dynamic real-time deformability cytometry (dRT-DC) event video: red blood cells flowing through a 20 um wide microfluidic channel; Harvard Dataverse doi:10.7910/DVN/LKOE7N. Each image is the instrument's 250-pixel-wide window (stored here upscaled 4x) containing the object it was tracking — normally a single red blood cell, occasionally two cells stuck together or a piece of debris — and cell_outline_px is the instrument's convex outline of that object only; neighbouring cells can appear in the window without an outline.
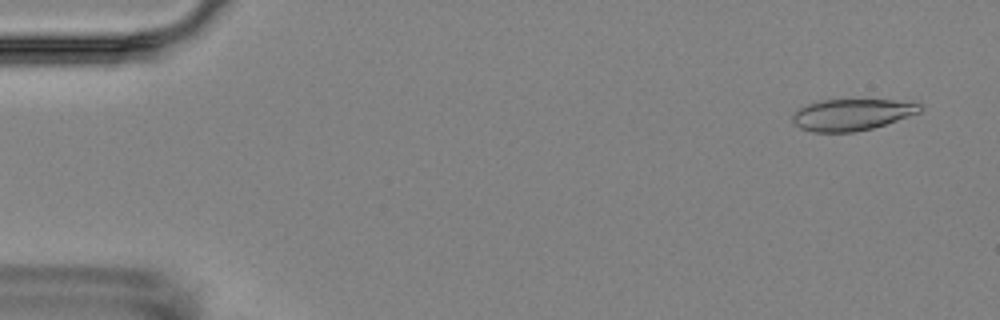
{"species": "Egyptian fruit bat (a non-hibernating species)", "species_latin": "Rousettus aegyptiacus", "temperature_condition": "room temperature", "stored_images_in_passage": 4, "camera_frame_rate_fps": 3000, "um_per_image_px": 0.085, "animal": {"sex": "female"}, "frame": {"image": 1, "passage_image": 1, "time_ms": 0.0, "image_size_px": [1000, 320], "cell_outline_px": [[924, 108], [920, 112], [872, 128], [856, 132], [812, 132], [800, 128], [792, 120], [792, 116], [800, 108], [808, 104], [824, 100], [892, 100], [920, 104]], "centroid_in_image_um": [72.4, 9.75], "position_along_channel_um": 12.6, "area_um2": 23.0}}
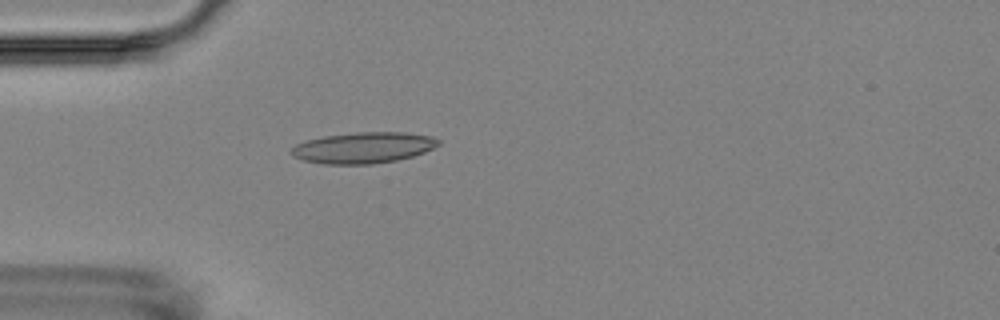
{"frame": {"image": 2, "passage_image": 4, "time_ms": 4.333, "image_size_px": [1000, 320], "cell_outline_px": [[440, 144], [424, 152], [412, 156], [396, 160], [372, 164], [324, 164], [304, 160], [292, 156], [288, 152], [296, 144], [308, 140], [324, 136], [356, 132], [404, 132], [432, 136], [440, 140]], "centroid_in_image_um": [30.88, 12.55], "position_along_channel_um": 54.1, "area_um2": 26.59}}